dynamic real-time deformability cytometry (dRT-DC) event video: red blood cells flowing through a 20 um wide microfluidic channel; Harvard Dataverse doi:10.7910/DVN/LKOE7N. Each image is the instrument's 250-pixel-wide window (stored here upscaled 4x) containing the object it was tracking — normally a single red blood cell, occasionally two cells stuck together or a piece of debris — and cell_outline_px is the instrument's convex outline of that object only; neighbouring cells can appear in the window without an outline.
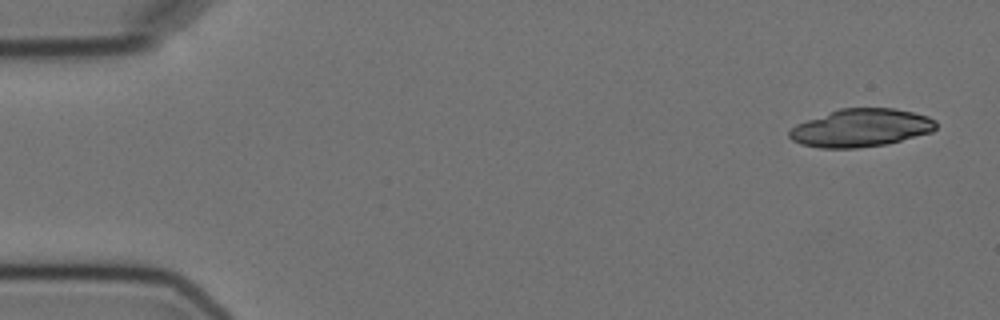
{"species": "Egyptian fruit bat (a non-hibernating species)", "species_latin": "Rousettus aegyptiacus", "temperature_condition": "cold", "stored_images_in_passage": 6, "camera_frame_rate_fps": 3000, "um_per_image_px": 0.085, "animal": {"sex": "female"}, "frame": {"image": 1, "passage_image": 1, "time_ms": 0.0, "image_size_px": [1000, 320], "cell_outline_px": [[936, 128], [932, 132], [884, 144], [856, 148], [820, 148], [800, 144], [792, 140], [788, 136], [788, 132], [796, 124], [840, 108], [892, 108], [912, 112], [928, 116], [936, 120]], "centroid_in_image_um": [73.16, 10.87], "position_along_channel_um": 11.8, "area_um2": 32.19}}